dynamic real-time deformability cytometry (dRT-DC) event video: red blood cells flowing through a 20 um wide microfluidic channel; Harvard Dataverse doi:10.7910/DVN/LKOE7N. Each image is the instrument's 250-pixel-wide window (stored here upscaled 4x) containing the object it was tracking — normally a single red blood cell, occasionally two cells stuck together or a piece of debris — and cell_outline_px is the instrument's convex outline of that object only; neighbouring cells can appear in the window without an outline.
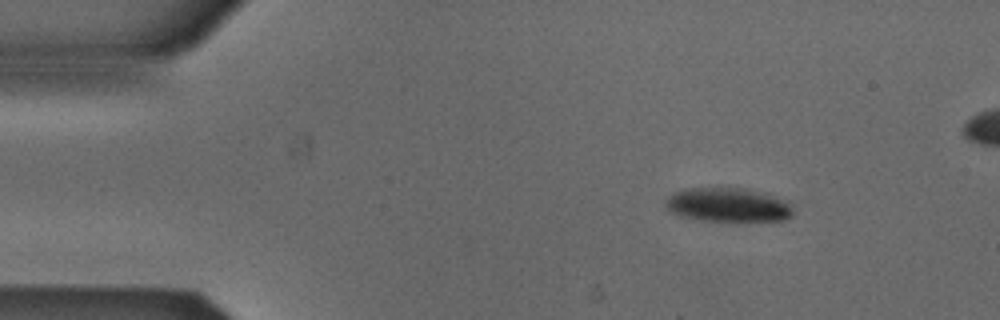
{"species": "Egyptian fruit bat (a non-hibernating species)", "species_latin": "Rousettus aegyptiacus", "temperature_condition": "cold", "stored_images_in_passage": 44, "camera_frame_rate_fps": 3000, "um_per_image_px": 0.085, "animal": {"sex": "male"}, "frame": {"image": 1, "passage_image": 1, "time_ms": 0.0, "image_size_px": [1000, 320], "cell_outline_px": [[792, 216], [788, 220], [736, 224], [704, 220], [680, 216], [668, 212], [664, 204], [664, 200], [668, 196], [684, 188], [716, 184], [748, 188], [768, 192], [788, 200], [792, 208]], "centroid_in_image_um": [61.92, 17.4], "position_along_channel_um": 23.1, "area_um2": 27.8}}
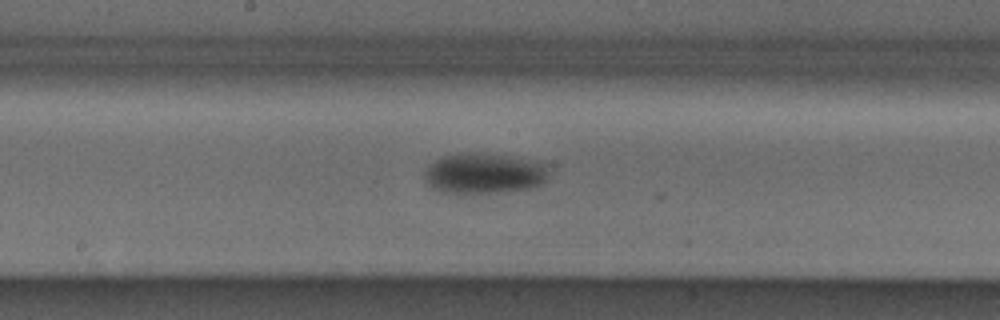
{"frame": {"image": 2, "passage_image": 21, "time_ms": 6.667, "image_size_px": [1000, 320], "cell_outline_px": [[548, 172], [544, 184], [532, 188], [500, 192], [444, 192], [432, 188], [428, 184], [424, 176], [424, 172], [428, 164], [440, 156], [460, 152], [484, 152], [508, 156], [548, 164]], "centroid_in_image_um": [41.13, 14.71], "position_along_channel_um": 207.1, "area_um2": 29.65}}
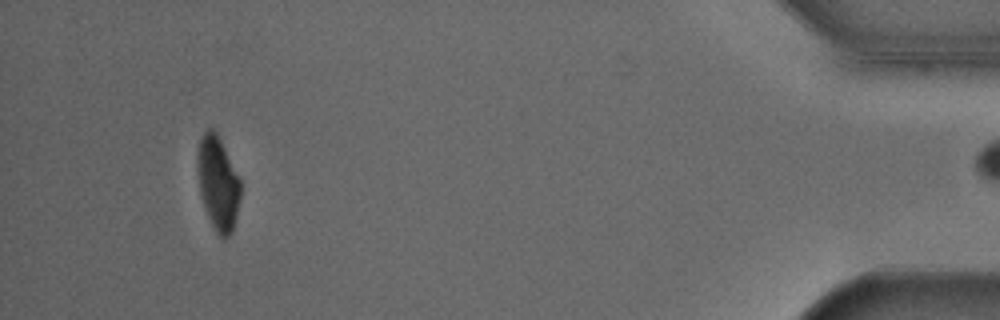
{"frame": {"image": 3, "passage_image": 43, "time_ms": 14.0, "image_size_px": [1000, 320], "cell_outline_px": [[240, 196], [236, 216], [232, 232], [224, 240], [216, 232], [208, 216], [200, 192], [196, 164], [196, 160], [200, 140], [204, 132], [208, 128], [212, 128], [216, 132], [240, 180]], "centroid_in_image_um": [18.51, 15.58], "position_along_channel_um": 416.7, "area_um2": 23.06}, "authors_computed_cell_mechanics": {"area_um2": 28.9, "velocity_mm_per_s": 3.8733, "shape_relaxation_time_tau1_ms": 8.9798, "shape_relaxation_time_tau2_ms": null, "deformation_change_tau1": 0.1748, "deformation_change_tau2": null}}